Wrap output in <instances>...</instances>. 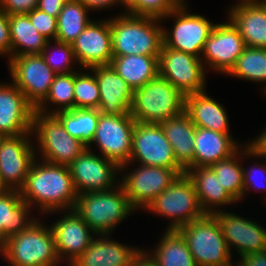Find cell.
I'll list each match as a JSON object with an SVG mask.
<instances>
[{
    "label": "cell",
    "instance_id": "6da1fadb",
    "mask_svg": "<svg viewBox=\"0 0 266 266\" xmlns=\"http://www.w3.org/2000/svg\"><path fill=\"white\" fill-rule=\"evenodd\" d=\"M22 199L43 218L53 211L73 210L78 192L69 166L47 163L36 158L19 190Z\"/></svg>",
    "mask_w": 266,
    "mask_h": 266
},
{
    "label": "cell",
    "instance_id": "8d00e7d4",
    "mask_svg": "<svg viewBox=\"0 0 266 266\" xmlns=\"http://www.w3.org/2000/svg\"><path fill=\"white\" fill-rule=\"evenodd\" d=\"M242 147L227 159L216 162L211 168L216 173L223 188L239 203L243 200Z\"/></svg>",
    "mask_w": 266,
    "mask_h": 266
},
{
    "label": "cell",
    "instance_id": "f907efd6",
    "mask_svg": "<svg viewBox=\"0 0 266 266\" xmlns=\"http://www.w3.org/2000/svg\"><path fill=\"white\" fill-rule=\"evenodd\" d=\"M261 0H237L234 4H232L231 6H228L227 10H229L230 8L236 7V6H240V5H246V4H250V3H257Z\"/></svg>",
    "mask_w": 266,
    "mask_h": 266
},
{
    "label": "cell",
    "instance_id": "74e56055",
    "mask_svg": "<svg viewBox=\"0 0 266 266\" xmlns=\"http://www.w3.org/2000/svg\"><path fill=\"white\" fill-rule=\"evenodd\" d=\"M100 90L95 75L88 68L74 72V108L98 109Z\"/></svg>",
    "mask_w": 266,
    "mask_h": 266
},
{
    "label": "cell",
    "instance_id": "cb8c5ba5",
    "mask_svg": "<svg viewBox=\"0 0 266 266\" xmlns=\"http://www.w3.org/2000/svg\"><path fill=\"white\" fill-rule=\"evenodd\" d=\"M245 143L238 142L231 133L196 127L193 167H211L216 162L232 156Z\"/></svg>",
    "mask_w": 266,
    "mask_h": 266
},
{
    "label": "cell",
    "instance_id": "ab89813d",
    "mask_svg": "<svg viewBox=\"0 0 266 266\" xmlns=\"http://www.w3.org/2000/svg\"><path fill=\"white\" fill-rule=\"evenodd\" d=\"M250 158L252 159V161L254 160L256 161L251 162L253 163L252 166L250 167V165H248L249 166L248 167L247 164L245 165L243 161L244 159L246 160ZM242 159H243L242 163H243V181H244L243 201L248 196L247 193L253 190L256 191V193L263 192L262 194H264L265 196L263 197L265 199L264 203L266 204V160L263 161V158L259 157V155H257V153H255L247 143H245L242 146Z\"/></svg>",
    "mask_w": 266,
    "mask_h": 266
},
{
    "label": "cell",
    "instance_id": "7a4b0ae2",
    "mask_svg": "<svg viewBox=\"0 0 266 266\" xmlns=\"http://www.w3.org/2000/svg\"><path fill=\"white\" fill-rule=\"evenodd\" d=\"M161 24L160 19L126 12L110 17L113 56H159L163 45Z\"/></svg>",
    "mask_w": 266,
    "mask_h": 266
},
{
    "label": "cell",
    "instance_id": "8fae6325",
    "mask_svg": "<svg viewBox=\"0 0 266 266\" xmlns=\"http://www.w3.org/2000/svg\"><path fill=\"white\" fill-rule=\"evenodd\" d=\"M129 163L170 168L179 176L185 174L160 124L135 123Z\"/></svg>",
    "mask_w": 266,
    "mask_h": 266
},
{
    "label": "cell",
    "instance_id": "e575fe53",
    "mask_svg": "<svg viewBox=\"0 0 266 266\" xmlns=\"http://www.w3.org/2000/svg\"><path fill=\"white\" fill-rule=\"evenodd\" d=\"M98 109H78L60 111L55 116L70 136L79 139L88 147L94 138L99 120Z\"/></svg>",
    "mask_w": 266,
    "mask_h": 266
},
{
    "label": "cell",
    "instance_id": "603a6c76",
    "mask_svg": "<svg viewBox=\"0 0 266 266\" xmlns=\"http://www.w3.org/2000/svg\"><path fill=\"white\" fill-rule=\"evenodd\" d=\"M98 82L100 90L99 112L101 114H130L133 90L110 66H92L88 68Z\"/></svg>",
    "mask_w": 266,
    "mask_h": 266
},
{
    "label": "cell",
    "instance_id": "ee69618b",
    "mask_svg": "<svg viewBox=\"0 0 266 266\" xmlns=\"http://www.w3.org/2000/svg\"><path fill=\"white\" fill-rule=\"evenodd\" d=\"M11 57V41L8 15L0 9V58Z\"/></svg>",
    "mask_w": 266,
    "mask_h": 266
},
{
    "label": "cell",
    "instance_id": "f5cc1de1",
    "mask_svg": "<svg viewBox=\"0 0 266 266\" xmlns=\"http://www.w3.org/2000/svg\"><path fill=\"white\" fill-rule=\"evenodd\" d=\"M10 189L6 186V184L2 181V178L0 176V195L5 194L9 191Z\"/></svg>",
    "mask_w": 266,
    "mask_h": 266
},
{
    "label": "cell",
    "instance_id": "e0dca14e",
    "mask_svg": "<svg viewBox=\"0 0 266 266\" xmlns=\"http://www.w3.org/2000/svg\"><path fill=\"white\" fill-rule=\"evenodd\" d=\"M60 217L50 227L55 237V247L61 265L70 266L78 259L97 235L88 224L74 211H53Z\"/></svg>",
    "mask_w": 266,
    "mask_h": 266
},
{
    "label": "cell",
    "instance_id": "f546056e",
    "mask_svg": "<svg viewBox=\"0 0 266 266\" xmlns=\"http://www.w3.org/2000/svg\"><path fill=\"white\" fill-rule=\"evenodd\" d=\"M173 148L177 163L187 170L193 167L195 125L184 111L180 115L160 123Z\"/></svg>",
    "mask_w": 266,
    "mask_h": 266
},
{
    "label": "cell",
    "instance_id": "7dc6e473",
    "mask_svg": "<svg viewBox=\"0 0 266 266\" xmlns=\"http://www.w3.org/2000/svg\"><path fill=\"white\" fill-rule=\"evenodd\" d=\"M252 139L247 141V144L255 153H257V155H259V157L266 160V125L265 129L263 128L261 133Z\"/></svg>",
    "mask_w": 266,
    "mask_h": 266
},
{
    "label": "cell",
    "instance_id": "9c48e42d",
    "mask_svg": "<svg viewBox=\"0 0 266 266\" xmlns=\"http://www.w3.org/2000/svg\"><path fill=\"white\" fill-rule=\"evenodd\" d=\"M144 211L169 219L166 230H178L205 215L195 187L186 174L178 176Z\"/></svg>",
    "mask_w": 266,
    "mask_h": 266
},
{
    "label": "cell",
    "instance_id": "836d02e7",
    "mask_svg": "<svg viewBox=\"0 0 266 266\" xmlns=\"http://www.w3.org/2000/svg\"><path fill=\"white\" fill-rule=\"evenodd\" d=\"M252 83L261 84L259 89L266 97V49L248 47L239 56L235 66L226 75Z\"/></svg>",
    "mask_w": 266,
    "mask_h": 266
},
{
    "label": "cell",
    "instance_id": "d590c367",
    "mask_svg": "<svg viewBox=\"0 0 266 266\" xmlns=\"http://www.w3.org/2000/svg\"><path fill=\"white\" fill-rule=\"evenodd\" d=\"M72 109H74V72L58 74L51 84L48 95L35 110L43 114L55 115L57 112Z\"/></svg>",
    "mask_w": 266,
    "mask_h": 266
},
{
    "label": "cell",
    "instance_id": "b9f144b4",
    "mask_svg": "<svg viewBox=\"0 0 266 266\" xmlns=\"http://www.w3.org/2000/svg\"><path fill=\"white\" fill-rule=\"evenodd\" d=\"M31 23L38 32L48 41L56 40L57 35V18L48 15L46 12L35 8L30 13H27Z\"/></svg>",
    "mask_w": 266,
    "mask_h": 266
},
{
    "label": "cell",
    "instance_id": "681fc988",
    "mask_svg": "<svg viewBox=\"0 0 266 266\" xmlns=\"http://www.w3.org/2000/svg\"><path fill=\"white\" fill-rule=\"evenodd\" d=\"M132 266H154L143 254L132 264Z\"/></svg>",
    "mask_w": 266,
    "mask_h": 266
},
{
    "label": "cell",
    "instance_id": "7c38bea8",
    "mask_svg": "<svg viewBox=\"0 0 266 266\" xmlns=\"http://www.w3.org/2000/svg\"><path fill=\"white\" fill-rule=\"evenodd\" d=\"M135 123L131 114L100 113L93 141L87 148L92 149L95 145L100 155L119 166L129 163Z\"/></svg>",
    "mask_w": 266,
    "mask_h": 266
},
{
    "label": "cell",
    "instance_id": "5bb4252c",
    "mask_svg": "<svg viewBox=\"0 0 266 266\" xmlns=\"http://www.w3.org/2000/svg\"><path fill=\"white\" fill-rule=\"evenodd\" d=\"M6 63L10 80L36 108L48 95L56 74L41 54L10 57Z\"/></svg>",
    "mask_w": 266,
    "mask_h": 266
},
{
    "label": "cell",
    "instance_id": "4fadbf2b",
    "mask_svg": "<svg viewBox=\"0 0 266 266\" xmlns=\"http://www.w3.org/2000/svg\"><path fill=\"white\" fill-rule=\"evenodd\" d=\"M159 76L185 96L207 91L206 68L201 58L162 45L158 57Z\"/></svg>",
    "mask_w": 266,
    "mask_h": 266
},
{
    "label": "cell",
    "instance_id": "ba28073f",
    "mask_svg": "<svg viewBox=\"0 0 266 266\" xmlns=\"http://www.w3.org/2000/svg\"><path fill=\"white\" fill-rule=\"evenodd\" d=\"M188 3L190 2L185 0L174 11L160 19L162 23L173 20L171 29L162 25L163 46L200 58L215 23L205 16L192 13Z\"/></svg>",
    "mask_w": 266,
    "mask_h": 266
},
{
    "label": "cell",
    "instance_id": "9a60e30c",
    "mask_svg": "<svg viewBox=\"0 0 266 266\" xmlns=\"http://www.w3.org/2000/svg\"><path fill=\"white\" fill-rule=\"evenodd\" d=\"M69 169L78 194L107 191L119 185L120 166L86 148Z\"/></svg>",
    "mask_w": 266,
    "mask_h": 266
},
{
    "label": "cell",
    "instance_id": "d6986e66",
    "mask_svg": "<svg viewBox=\"0 0 266 266\" xmlns=\"http://www.w3.org/2000/svg\"><path fill=\"white\" fill-rule=\"evenodd\" d=\"M32 132L0 136V176L10 190H20L36 159Z\"/></svg>",
    "mask_w": 266,
    "mask_h": 266
},
{
    "label": "cell",
    "instance_id": "4dcf8cb0",
    "mask_svg": "<svg viewBox=\"0 0 266 266\" xmlns=\"http://www.w3.org/2000/svg\"><path fill=\"white\" fill-rule=\"evenodd\" d=\"M158 57L145 55L113 56L110 66L132 90H136L159 76Z\"/></svg>",
    "mask_w": 266,
    "mask_h": 266
},
{
    "label": "cell",
    "instance_id": "30bf717a",
    "mask_svg": "<svg viewBox=\"0 0 266 266\" xmlns=\"http://www.w3.org/2000/svg\"><path fill=\"white\" fill-rule=\"evenodd\" d=\"M178 176L170 168L141 164L134 167L133 163H126L120 166L119 184L129 198L131 206L139 212L144 211Z\"/></svg>",
    "mask_w": 266,
    "mask_h": 266
},
{
    "label": "cell",
    "instance_id": "7bdbcfd3",
    "mask_svg": "<svg viewBox=\"0 0 266 266\" xmlns=\"http://www.w3.org/2000/svg\"><path fill=\"white\" fill-rule=\"evenodd\" d=\"M37 5L38 0H0V9L7 15L30 13Z\"/></svg>",
    "mask_w": 266,
    "mask_h": 266
},
{
    "label": "cell",
    "instance_id": "52a82bcc",
    "mask_svg": "<svg viewBox=\"0 0 266 266\" xmlns=\"http://www.w3.org/2000/svg\"><path fill=\"white\" fill-rule=\"evenodd\" d=\"M178 231L185 238L197 266H230L234 263L218 221L212 214H205L181 226Z\"/></svg>",
    "mask_w": 266,
    "mask_h": 266
},
{
    "label": "cell",
    "instance_id": "60d3db41",
    "mask_svg": "<svg viewBox=\"0 0 266 266\" xmlns=\"http://www.w3.org/2000/svg\"><path fill=\"white\" fill-rule=\"evenodd\" d=\"M185 0H135L126 13L162 19L179 7Z\"/></svg>",
    "mask_w": 266,
    "mask_h": 266
},
{
    "label": "cell",
    "instance_id": "484cf974",
    "mask_svg": "<svg viewBox=\"0 0 266 266\" xmlns=\"http://www.w3.org/2000/svg\"><path fill=\"white\" fill-rule=\"evenodd\" d=\"M227 11V18L238 29L246 46L266 49V0Z\"/></svg>",
    "mask_w": 266,
    "mask_h": 266
},
{
    "label": "cell",
    "instance_id": "4316f807",
    "mask_svg": "<svg viewBox=\"0 0 266 266\" xmlns=\"http://www.w3.org/2000/svg\"><path fill=\"white\" fill-rule=\"evenodd\" d=\"M185 112L195 127L231 133L229 116L224 105L213 99L206 91L186 95Z\"/></svg>",
    "mask_w": 266,
    "mask_h": 266
},
{
    "label": "cell",
    "instance_id": "3957f363",
    "mask_svg": "<svg viewBox=\"0 0 266 266\" xmlns=\"http://www.w3.org/2000/svg\"><path fill=\"white\" fill-rule=\"evenodd\" d=\"M73 210L97 234H111L136 210L119 184L113 189L78 194Z\"/></svg>",
    "mask_w": 266,
    "mask_h": 266
},
{
    "label": "cell",
    "instance_id": "1f68e13d",
    "mask_svg": "<svg viewBox=\"0 0 266 266\" xmlns=\"http://www.w3.org/2000/svg\"><path fill=\"white\" fill-rule=\"evenodd\" d=\"M11 57L41 54L47 39L31 23L27 14L8 15Z\"/></svg>",
    "mask_w": 266,
    "mask_h": 266
},
{
    "label": "cell",
    "instance_id": "8992f818",
    "mask_svg": "<svg viewBox=\"0 0 266 266\" xmlns=\"http://www.w3.org/2000/svg\"><path fill=\"white\" fill-rule=\"evenodd\" d=\"M185 111V95L158 76L133 90L130 114L136 122L160 124Z\"/></svg>",
    "mask_w": 266,
    "mask_h": 266
},
{
    "label": "cell",
    "instance_id": "bcb514c9",
    "mask_svg": "<svg viewBox=\"0 0 266 266\" xmlns=\"http://www.w3.org/2000/svg\"><path fill=\"white\" fill-rule=\"evenodd\" d=\"M82 4H84L91 12H102L109 10L113 7L116 8L121 4L119 0H79ZM107 9V10H106Z\"/></svg>",
    "mask_w": 266,
    "mask_h": 266
},
{
    "label": "cell",
    "instance_id": "c3c4849f",
    "mask_svg": "<svg viewBox=\"0 0 266 266\" xmlns=\"http://www.w3.org/2000/svg\"><path fill=\"white\" fill-rule=\"evenodd\" d=\"M237 262L241 266H266V250L243 255L237 259Z\"/></svg>",
    "mask_w": 266,
    "mask_h": 266
},
{
    "label": "cell",
    "instance_id": "ac0fdd59",
    "mask_svg": "<svg viewBox=\"0 0 266 266\" xmlns=\"http://www.w3.org/2000/svg\"><path fill=\"white\" fill-rule=\"evenodd\" d=\"M231 212L232 210L224 209L212 215L218 221L232 256L233 251H236L240 258L243 255L266 250V226H261L256 218L249 219Z\"/></svg>",
    "mask_w": 266,
    "mask_h": 266
},
{
    "label": "cell",
    "instance_id": "f1b7e54d",
    "mask_svg": "<svg viewBox=\"0 0 266 266\" xmlns=\"http://www.w3.org/2000/svg\"><path fill=\"white\" fill-rule=\"evenodd\" d=\"M151 250L142 248V254L154 266H197L187 242L178 230H164Z\"/></svg>",
    "mask_w": 266,
    "mask_h": 266
},
{
    "label": "cell",
    "instance_id": "277c9868",
    "mask_svg": "<svg viewBox=\"0 0 266 266\" xmlns=\"http://www.w3.org/2000/svg\"><path fill=\"white\" fill-rule=\"evenodd\" d=\"M40 219L27 230L4 241L2 258L8 266H62L57 256L53 231L50 225L47 226Z\"/></svg>",
    "mask_w": 266,
    "mask_h": 266
},
{
    "label": "cell",
    "instance_id": "f35d334b",
    "mask_svg": "<svg viewBox=\"0 0 266 266\" xmlns=\"http://www.w3.org/2000/svg\"><path fill=\"white\" fill-rule=\"evenodd\" d=\"M41 55L56 75L69 74L80 70L78 67L75 68L78 63L72 44L57 40L47 41Z\"/></svg>",
    "mask_w": 266,
    "mask_h": 266
},
{
    "label": "cell",
    "instance_id": "11a10c76",
    "mask_svg": "<svg viewBox=\"0 0 266 266\" xmlns=\"http://www.w3.org/2000/svg\"><path fill=\"white\" fill-rule=\"evenodd\" d=\"M230 266H241V265L237 261L236 262L234 261V263L231 264Z\"/></svg>",
    "mask_w": 266,
    "mask_h": 266
},
{
    "label": "cell",
    "instance_id": "db71d44e",
    "mask_svg": "<svg viewBox=\"0 0 266 266\" xmlns=\"http://www.w3.org/2000/svg\"><path fill=\"white\" fill-rule=\"evenodd\" d=\"M0 258H2V256H3V251H2V244L0 243Z\"/></svg>",
    "mask_w": 266,
    "mask_h": 266
},
{
    "label": "cell",
    "instance_id": "83f0119b",
    "mask_svg": "<svg viewBox=\"0 0 266 266\" xmlns=\"http://www.w3.org/2000/svg\"><path fill=\"white\" fill-rule=\"evenodd\" d=\"M32 207L25 202L19 190L0 195V243L27 230L37 219ZM31 214V215H30Z\"/></svg>",
    "mask_w": 266,
    "mask_h": 266
},
{
    "label": "cell",
    "instance_id": "d4e9b609",
    "mask_svg": "<svg viewBox=\"0 0 266 266\" xmlns=\"http://www.w3.org/2000/svg\"><path fill=\"white\" fill-rule=\"evenodd\" d=\"M185 174L193 183L200 206L205 214L226 210V206L237 204L223 188L211 167H192L185 170Z\"/></svg>",
    "mask_w": 266,
    "mask_h": 266
},
{
    "label": "cell",
    "instance_id": "7402d4cb",
    "mask_svg": "<svg viewBox=\"0 0 266 266\" xmlns=\"http://www.w3.org/2000/svg\"><path fill=\"white\" fill-rule=\"evenodd\" d=\"M111 234L96 235L83 254L70 266H132L142 247L112 239Z\"/></svg>",
    "mask_w": 266,
    "mask_h": 266
},
{
    "label": "cell",
    "instance_id": "2e32d148",
    "mask_svg": "<svg viewBox=\"0 0 266 266\" xmlns=\"http://www.w3.org/2000/svg\"><path fill=\"white\" fill-rule=\"evenodd\" d=\"M246 45L238 29L227 18V22L216 23L201 55L207 72L227 75L235 66Z\"/></svg>",
    "mask_w": 266,
    "mask_h": 266
},
{
    "label": "cell",
    "instance_id": "d6a6232c",
    "mask_svg": "<svg viewBox=\"0 0 266 266\" xmlns=\"http://www.w3.org/2000/svg\"><path fill=\"white\" fill-rule=\"evenodd\" d=\"M90 13L79 0H68L57 17L56 40L71 44L93 20Z\"/></svg>",
    "mask_w": 266,
    "mask_h": 266
},
{
    "label": "cell",
    "instance_id": "ffe728a7",
    "mask_svg": "<svg viewBox=\"0 0 266 266\" xmlns=\"http://www.w3.org/2000/svg\"><path fill=\"white\" fill-rule=\"evenodd\" d=\"M92 20L71 43L79 68L110 65L113 58L110 17Z\"/></svg>",
    "mask_w": 266,
    "mask_h": 266
},
{
    "label": "cell",
    "instance_id": "f6af8a7d",
    "mask_svg": "<svg viewBox=\"0 0 266 266\" xmlns=\"http://www.w3.org/2000/svg\"><path fill=\"white\" fill-rule=\"evenodd\" d=\"M67 1L68 0H38L37 8L57 18Z\"/></svg>",
    "mask_w": 266,
    "mask_h": 266
},
{
    "label": "cell",
    "instance_id": "5b68a950",
    "mask_svg": "<svg viewBox=\"0 0 266 266\" xmlns=\"http://www.w3.org/2000/svg\"><path fill=\"white\" fill-rule=\"evenodd\" d=\"M31 132L36 158L47 163L69 166L87 148L55 115L34 110Z\"/></svg>",
    "mask_w": 266,
    "mask_h": 266
},
{
    "label": "cell",
    "instance_id": "816d5d0a",
    "mask_svg": "<svg viewBox=\"0 0 266 266\" xmlns=\"http://www.w3.org/2000/svg\"><path fill=\"white\" fill-rule=\"evenodd\" d=\"M135 0H119L120 4H121V8L123 7L124 9H121L122 12L124 10V12L126 11V9L134 2Z\"/></svg>",
    "mask_w": 266,
    "mask_h": 266
},
{
    "label": "cell",
    "instance_id": "44dd1931",
    "mask_svg": "<svg viewBox=\"0 0 266 266\" xmlns=\"http://www.w3.org/2000/svg\"><path fill=\"white\" fill-rule=\"evenodd\" d=\"M34 110L11 80L0 81V136L31 132Z\"/></svg>",
    "mask_w": 266,
    "mask_h": 266
}]
</instances>
